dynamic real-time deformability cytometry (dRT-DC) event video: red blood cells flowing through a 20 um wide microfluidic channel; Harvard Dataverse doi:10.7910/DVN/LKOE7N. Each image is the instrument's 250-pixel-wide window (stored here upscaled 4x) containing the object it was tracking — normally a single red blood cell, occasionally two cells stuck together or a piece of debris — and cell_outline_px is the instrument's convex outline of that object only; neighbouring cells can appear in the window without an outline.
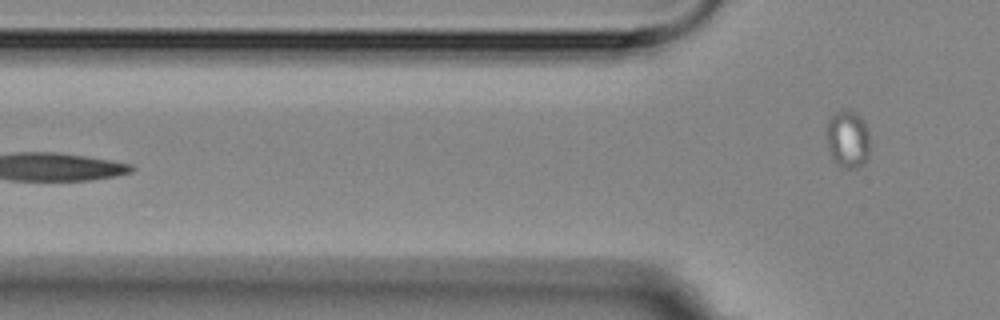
{"species": "Egyptian fruit bat (a non-hibernating species)", "species_latin": "Rousettus aegyptiacus", "temperature_condition": "room temperature", "stored_images_in_passage": 4, "segment_of_instrument_passage": [2, 2], "camera_frame_rate_fps": 3000, "um_per_image_px": 0.085, "animal": {"sex": "female"}, "frame": {"image": 1, "passage_image": 4, "time_ms": 4.667, "image_size_px": [1000, 320], "cell_outline_px": [[868, 156], [856, 168], [840, 168], [832, 156], [828, 148], [828, 120], [840, 108], [852, 108], [864, 120], [868, 128]], "centroid_in_image_um": [72.07, 11.76], "position_along_channel_um": 53.7, "area_um2": 14.51}}